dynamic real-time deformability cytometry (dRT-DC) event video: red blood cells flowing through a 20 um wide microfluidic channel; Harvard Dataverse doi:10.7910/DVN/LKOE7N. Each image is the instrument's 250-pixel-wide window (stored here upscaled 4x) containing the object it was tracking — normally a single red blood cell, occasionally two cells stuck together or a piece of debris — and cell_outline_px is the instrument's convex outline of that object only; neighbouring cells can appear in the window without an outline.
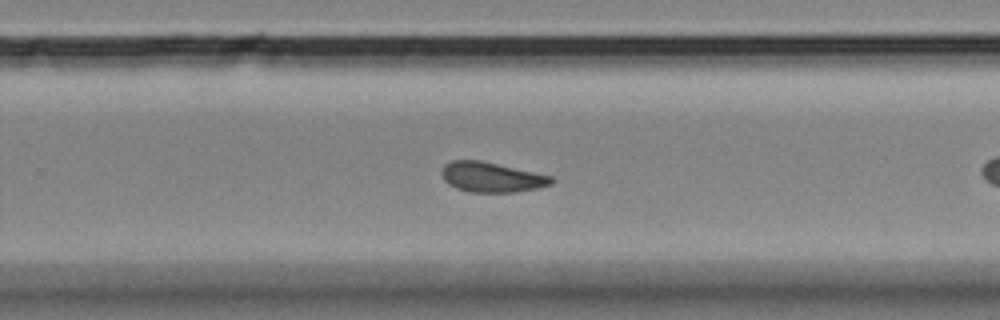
{"species": "Egyptian fruit bat (a non-hibernating species)", "species_latin": "Rousettus aegyptiacus", "temperature_condition": "room temperature", "stored_images_in_passage": 25, "camera_frame_rate_fps": 3000, "um_per_image_px": 0.085, "animal": {"sex": "female"}, "frame": {"image": 1, "passage_image": 15, "time_ms": 4.667, "image_size_px": [1000, 320], "cell_outline_px": [[556, 180], [552, 184], [540, 188], [516, 192], [468, 192], [456, 188], [448, 184], [444, 180], [440, 172], [444, 164], [452, 160], [480, 160], [552, 176]], "centroid_in_image_um": [41.78, 15.06], "position_along_channel_um": 288.0, "area_um2": 19.36}}
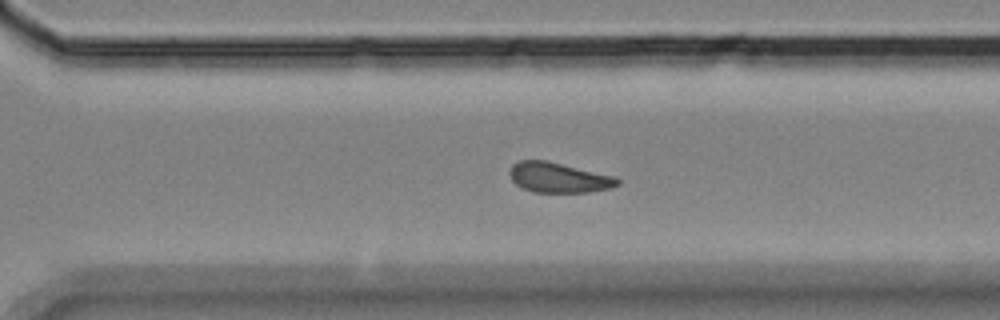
{"frame": {"image": 2, "passage_image": 18, "time_ms": 5.667, "image_size_px": [1000, 320], "cell_outline_px": [[620, 184], [612, 188], [588, 192], [532, 192], [516, 184], [512, 180], [508, 172], [512, 164], [520, 160], [548, 160], [616, 176], [620, 180]], "centroid_in_image_um": [47.51, 15.08], "position_along_channel_um": 323.1, "area_um2": 19.19}}
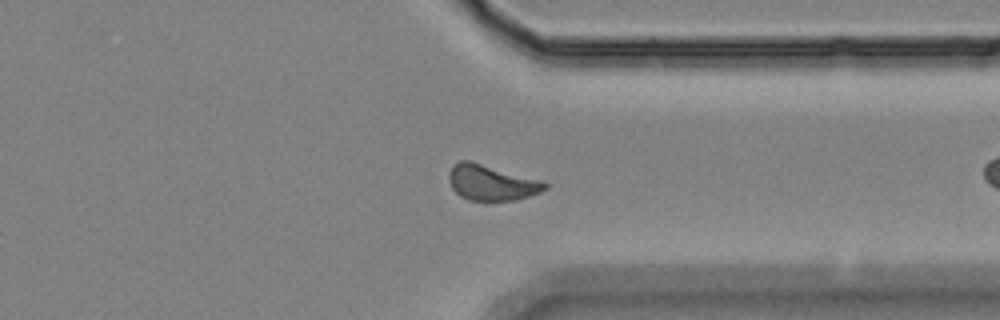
{"frame": {"image": 3, "passage_image": 22, "time_ms": 7.0, "image_size_px": [1000, 320], "cell_outline_px": [[548, 188], [540, 192], [516, 200], [468, 200], [460, 196], [452, 188], [448, 180], [448, 176], [452, 164], [460, 160], [472, 160], [544, 180], [548, 184]], "centroid_in_image_um": [41.79, 15.49], "position_along_channel_um": 369.6, "area_um2": 20.35}}